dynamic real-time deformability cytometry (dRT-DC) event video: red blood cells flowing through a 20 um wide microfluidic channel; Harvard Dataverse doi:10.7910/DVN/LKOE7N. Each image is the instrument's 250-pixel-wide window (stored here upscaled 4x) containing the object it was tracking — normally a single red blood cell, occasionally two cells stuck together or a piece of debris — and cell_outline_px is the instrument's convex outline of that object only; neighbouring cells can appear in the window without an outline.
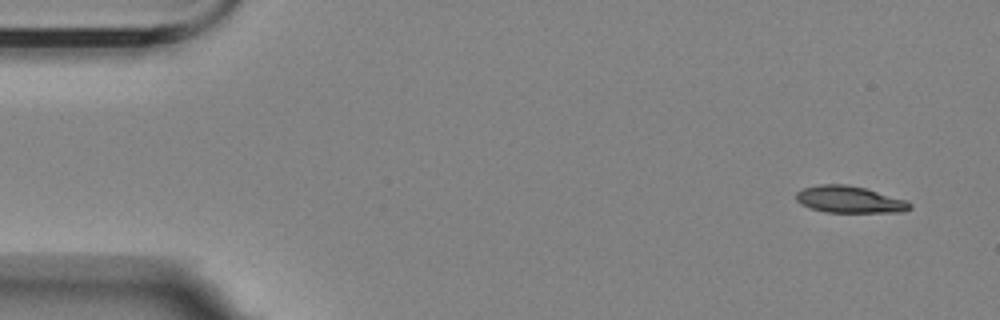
{"species": "Egyptian fruit bat (a non-hibernating species)", "species_latin": "Rousettus aegyptiacus", "temperature_condition": "room temperature", "stored_images_in_passage": 5, "segment_of_instrument_passage": [1, 2], "camera_frame_rate_fps": 3000, "um_per_image_px": 0.085, "animal": {"sex": "female"}, "frame": {"image": 1, "passage_image": 1, "time_ms": 0.0, "image_size_px": [1000, 320], "cell_outline_px": [[912, 208], [904, 212], [824, 212], [800, 204], [796, 200], [796, 192], [804, 188], [820, 184], [848, 184], [864, 188], [908, 200], [912, 204]], "centroid_in_image_um": [72.23, 16.96], "position_along_channel_um": 12.8, "area_um2": 17.86}}